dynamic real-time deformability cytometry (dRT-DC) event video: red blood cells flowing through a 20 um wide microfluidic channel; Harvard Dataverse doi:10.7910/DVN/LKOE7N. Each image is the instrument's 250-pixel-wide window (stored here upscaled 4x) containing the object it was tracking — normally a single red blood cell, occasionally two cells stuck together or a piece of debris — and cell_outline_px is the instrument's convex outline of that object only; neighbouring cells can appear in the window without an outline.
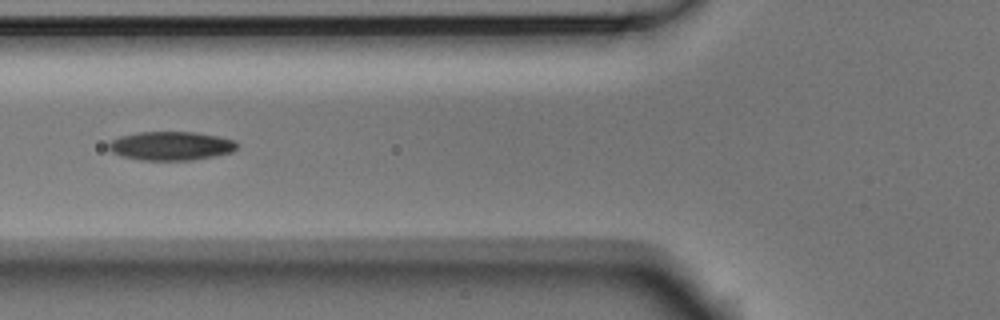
{"species": "Egyptian fruit bat (a non-hibernating species)", "species_latin": "Rousettus aegyptiacus", "temperature_condition": "room temperature", "stored_images_in_passage": 11, "camera_frame_rate_fps": 3000, "um_per_image_px": 0.085, "animal": {"sex": "male"}, "frame": {"image": 1, "passage_image": 7, "time_ms": 2.0, "image_size_px": [1000, 320], "cell_outline_px": [[236, 148], [232, 152], [192, 160], [140, 160], [120, 156], [112, 152], [108, 148], [108, 144], [112, 140], [120, 136], [140, 132], [196, 132], [220, 136], [236, 140]], "centroid_in_image_um": [14.53, 12.4], "position_along_channel_um": 111.3, "area_um2": 21.56}}